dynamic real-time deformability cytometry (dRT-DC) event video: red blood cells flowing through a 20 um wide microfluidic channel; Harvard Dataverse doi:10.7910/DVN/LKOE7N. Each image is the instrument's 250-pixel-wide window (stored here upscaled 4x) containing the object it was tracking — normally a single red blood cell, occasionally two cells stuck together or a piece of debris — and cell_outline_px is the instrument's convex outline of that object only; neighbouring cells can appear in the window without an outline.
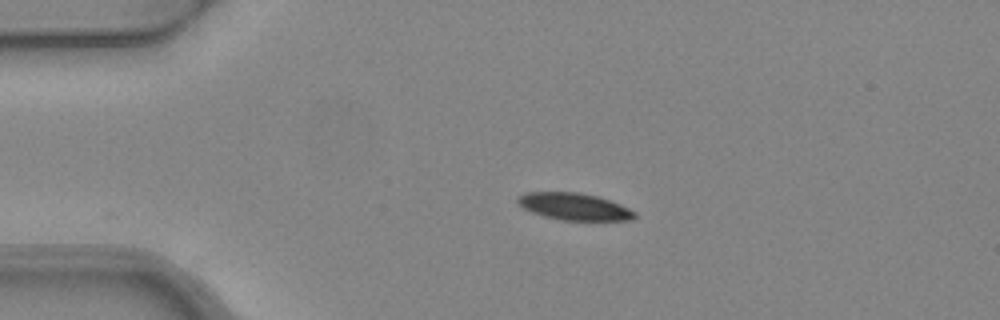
{"species": "common noctule bat (a hibernating species)", "species_latin": "Nyctalus noctula", "temperature_condition": "warm", "stored_images_in_passage": 2, "camera_frame_rate_fps": 3000, "um_per_image_px": 0.085, "animal": {"sex": "female", "body_mass_g": 24.6, "forearm_length_mm": 56.2}, "frame": {"image": 1, "passage_image": 2, "time_ms": 0.333, "image_size_px": [1000, 320], "cell_outline_px": [[636, 216], [632, 220], [560, 220], [544, 216], [532, 212], [524, 208], [516, 200], [524, 192], [576, 192], [596, 196], [620, 204], [636, 212]], "centroid_in_image_um": [48.81, 17.56], "position_along_channel_um": 36.2, "area_um2": 18.21}}